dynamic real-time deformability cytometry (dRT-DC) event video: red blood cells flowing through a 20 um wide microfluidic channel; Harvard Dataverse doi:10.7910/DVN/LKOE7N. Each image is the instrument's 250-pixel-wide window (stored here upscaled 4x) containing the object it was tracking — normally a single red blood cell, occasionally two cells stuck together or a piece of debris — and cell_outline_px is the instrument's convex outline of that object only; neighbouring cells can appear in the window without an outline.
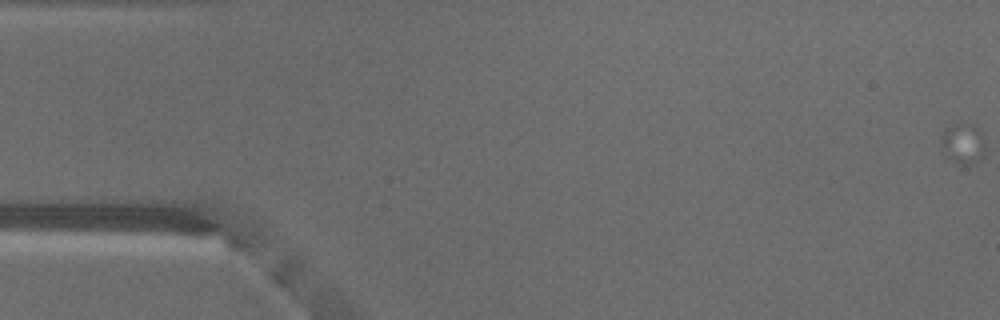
{"species": "common noctule bat (a hibernating species)", "species_latin": "Nyctalus noctula", "temperature_condition": "warm", "stored_images_in_passage": 7, "camera_frame_rate_fps": 3000, "um_per_image_px": 0.085, "animal": {"sex": "male", "body_mass_g": 18.8}, "frame": {"image": 1, "passage_image": 1, "time_ms": 0.0, "image_size_px": [1000, 320], "cell_outline_px": [[984, 148], [976, 164], [956, 164], [944, 156], [940, 140], [940, 136], [944, 128], [960, 120], [972, 124], [984, 132]], "centroid_in_image_um": [81.81, 12.14], "position_along_channel_um": 3.2, "area_um2": 11.04}}